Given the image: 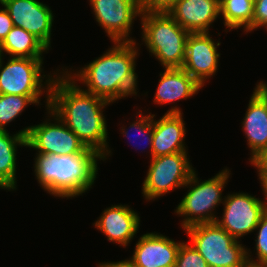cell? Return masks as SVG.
I'll use <instances>...</instances> for the list:
<instances>
[{
  "label": "cell",
  "mask_w": 267,
  "mask_h": 267,
  "mask_svg": "<svg viewBox=\"0 0 267 267\" xmlns=\"http://www.w3.org/2000/svg\"><path fill=\"white\" fill-rule=\"evenodd\" d=\"M9 58L6 65H3V58L0 55V94L42 96L43 93H46L45 106L48 109L50 88L55 76L44 74L43 58ZM44 79L46 83L43 81Z\"/></svg>",
  "instance_id": "cell-7"
},
{
  "label": "cell",
  "mask_w": 267,
  "mask_h": 267,
  "mask_svg": "<svg viewBox=\"0 0 267 267\" xmlns=\"http://www.w3.org/2000/svg\"><path fill=\"white\" fill-rule=\"evenodd\" d=\"M179 0H139L142 11L167 12Z\"/></svg>",
  "instance_id": "cell-28"
},
{
  "label": "cell",
  "mask_w": 267,
  "mask_h": 267,
  "mask_svg": "<svg viewBox=\"0 0 267 267\" xmlns=\"http://www.w3.org/2000/svg\"><path fill=\"white\" fill-rule=\"evenodd\" d=\"M14 26L37 37L48 49L51 47L54 15L48 5L38 0H0Z\"/></svg>",
  "instance_id": "cell-12"
},
{
  "label": "cell",
  "mask_w": 267,
  "mask_h": 267,
  "mask_svg": "<svg viewBox=\"0 0 267 267\" xmlns=\"http://www.w3.org/2000/svg\"><path fill=\"white\" fill-rule=\"evenodd\" d=\"M93 225L107 236L108 241L126 248L137 234L140 217L129 205H112Z\"/></svg>",
  "instance_id": "cell-17"
},
{
  "label": "cell",
  "mask_w": 267,
  "mask_h": 267,
  "mask_svg": "<svg viewBox=\"0 0 267 267\" xmlns=\"http://www.w3.org/2000/svg\"><path fill=\"white\" fill-rule=\"evenodd\" d=\"M142 42L163 68H182L190 34L167 12L142 11Z\"/></svg>",
  "instance_id": "cell-4"
},
{
  "label": "cell",
  "mask_w": 267,
  "mask_h": 267,
  "mask_svg": "<svg viewBox=\"0 0 267 267\" xmlns=\"http://www.w3.org/2000/svg\"><path fill=\"white\" fill-rule=\"evenodd\" d=\"M187 154L177 152L151 158L147 176L142 183V194L146 201H154L173 189L184 187L195 171Z\"/></svg>",
  "instance_id": "cell-8"
},
{
  "label": "cell",
  "mask_w": 267,
  "mask_h": 267,
  "mask_svg": "<svg viewBox=\"0 0 267 267\" xmlns=\"http://www.w3.org/2000/svg\"><path fill=\"white\" fill-rule=\"evenodd\" d=\"M137 48L136 41L114 42L107 52L73 73L74 75L68 69L62 70L72 81H82L87 88L84 91L113 103L126 96L137 95Z\"/></svg>",
  "instance_id": "cell-2"
},
{
  "label": "cell",
  "mask_w": 267,
  "mask_h": 267,
  "mask_svg": "<svg viewBox=\"0 0 267 267\" xmlns=\"http://www.w3.org/2000/svg\"><path fill=\"white\" fill-rule=\"evenodd\" d=\"M98 159L102 157L90 148L80 154L62 156L36 153L35 178L50 195L77 197L92 188L98 174Z\"/></svg>",
  "instance_id": "cell-3"
},
{
  "label": "cell",
  "mask_w": 267,
  "mask_h": 267,
  "mask_svg": "<svg viewBox=\"0 0 267 267\" xmlns=\"http://www.w3.org/2000/svg\"><path fill=\"white\" fill-rule=\"evenodd\" d=\"M182 243L156 232L146 233L138 239L129 260L135 267H175Z\"/></svg>",
  "instance_id": "cell-15"
},
{
  "label": "cell",
  "mask_w": 267,
  "mask_h": 267,
  "mask_svg": "<svg viewBox=\"0 0 267 267\" xmlns=\"http://www.w3.org/2000/svg\"><path fill=\"white\" fill-rule=\"evenodd\" d=\"M49 49L33 34L14 26L0 44V55L10 57L43 58ZM5 52V53H4Z\"/></svg>",
  "instance_id": "cell-21"
},
{
  "label": "cell",
  "mask_w": 267,
  "mask_h": 267,
  "mask_svg": "<svg viewBox=\"0 0 267 267\" xmlns=\"http://www.w3.org/2000/svg\"><path fill=\"white\" fill-rule=\"evenodd\" d=\"M251 164L257 168L262 190L267 191V151L261 153Z\"/></svg>",
  "instance_id": "cell-29"
},
{
  "label": "cell",
  "mask_w": 267,
  "mask_h": 267,
  "mask_svg": "<svg viewBox=\"0 0 267 267\" xmlns=\"http://www.w3.org/2000/svg\"><path fill=\"white\" fill-rule=\"evenodd\" d=\"M53 74L49 109L86 148L94 150L104 161L112 154L107 143V123L103 114V109L110 102L84 91L65 72Z\"/></svg>",
  "instance_id": "cell-1"
},
{
  "label": "cell",
  "mask_w": 267,
  "mask_h": 267,
  "mask_svg": "<svg viewBox=\"0 0 267 267\" xmlns=\"http://www.w3.org/2000/svg\"><path fill=\"white\" fill-rule=\"evenodd\" d=\"M182 111L175 106L169 109L159 120H154L152 158L187 152L185 142V123Z\"/></svg>",
  "instance_id": "cell-16"
},
{
  "label": "cell",
  "mask_w": 267,
  "mask_h": 267,
  "mask_svg": "<svg viewBox=\"0 0 267 267\" xmlns=\"http://www.w3.org/2000/svg\"><path fill=\"white\" fill-rule=\"evenodd\" d=\"M175 267H208L201 254L189 243L180 245Z\"/></svg>",
  "instance_id": "cell-25"
},
{
  "label": "cell",
  "mask_w": 267,
  "mask_h": 267,
  "mask_svg": "<svg viewBox=\"0 0 267 267\" xmlns=\"http://www.w3.org/2000/svg\"><path fill=\"white\" fill-rule=\"evenodd\" d=\"M153 102L162 104L175 103L196 95L202 86L182 68H165L160 73Z\"/></svg>",
  "instance_id": "cell-19"
},
{
  "label": "cell",
  "mask_w": 267,
  "mask_h": 267,
  "mask_svg": "<svg viewBox=\"0 0 267 267\" xmlns=\"http://www.w3.org/2000/svg\"><path fill=\"white\" fill-rule=\"evenodd\" d=\"M254 2L255 0H220V15L223 16L227 30L243 27L244 32H252Z\"/></svg>",
  "instance_id": "cell-22"
},
{
  "label": "cell",
  "mask_w": 267,
  "mask_h": 267,
  "mask_svg": "<svg viewBox=\"0 0 267 267\" xmlns=\"http://www.w3.org/2000/svg\"><path fill=\"white\" fill-rule=\"evenodd\" d=\"M167 13L190 33L209 32L220 16V0H179Z\"/></svg>",
  "instance_id": "cell-18"
},
{
  "label": "cell",
  "mask_w": 267,
  "mask_h": 267,
  "mask_svg": "<svg viewBox=\"0 0 267 267\" xmlns=\"http://www.w3.org/2000/svg\"><path fill=\"white\" fill-rule=\"evenodd\" d=\"M227 196V197H226ZM224 196V209L221 220L215 221L234 239L247 235L255 230L261 216L267 209V201H261L248 193H232Z\"/></svg>",
  "instance_id": "cell-10"
},
{
  "label": "cell",
  "mask_w": 267,
  "mask_h": 267,
  "mask_svg": "<svg viewBox=\"0 0 267 267\" xmlns=\"http://www.w3.org/2000/svg\"><path fill=\"white\" fill-rule=\"evenodd\" d=\"M98 267H135V265L129 260H121L118 262L99 263Z\"/></svg>",
  "instance_id": "cell-31"
},
{
  "label": "cell",
  "mask_w": 267,
  "mask_h": 267,
  "mask_svg": "<svg viewBox=\"0 0 267 267\" xmlns=\"http://www.w3.org/2000/svg\"><path fill=\"white\" fill-rule=\"evenodd\" d=\"M139 111L137 120L130 124L131 129L137 130L138 133L144 135L147 139V145L150 147V155L152 158V143H153V114L149 113V115H143V113ZM121 132L125 137H129L128 129L125 130L124 127L121 128ZM139 134V135H140ZM130 138V137H129ZM145 142V143H146ZM144 149V148H143Z\"/></svg>",
  "instance_id": "cell-26"
},
{
  "label": "cell",
  "mask_w": 267,
  "mask_h": 267,
  "mask_svg": "<svg viewBox=\"0 0 267 267\" xmlns=\"http://www.w3.org/2000/svg\"><path fill=\"white\" fill-rule=\"evenodd\" d=\"M263 194H265V197H266V201H267V191H266L265 193H263Z\"/></svg>",
  "instance_id": "cell-33"
},
{
  "label": "cell",
  "mask_w": 267,
  "mask_h": 267,
  "mask_svg": "<svg viewBox=\"0 0 267 267\" xmlns=\"http://www.w3.org/2000/svg\"><path fill=\"white\" fill-rule=\"evenodd\" d=\"M245 267H267L266 265H253V264H247Z\"/></svg>",
  "instance_id": "cell-32"
},
{
  "label": "cell",
  "mask_w": 267,
  "mask_h": 267,
  "mask_svg": "<svg viewBox=\"0 0 267 267\" xmlns=\"http://www.w3.org/2000/svg\"><path fill=\"white\" fill-rule=\"evenodd\" d=\"M260 27L267 29V0H255L254 2L252 31Z\"/></svg>",
  "instance_id": "cell-27"
},
{
  "label": "cell",
  "mask_w": 267,
  "mask_h": 267,
  "mask_svg": "<svg viewBox=\"0 0 267 267\" xmlns=\"http://www.w3.org/2000/svg\"><path fill=\"white\" fill-rule=\"evenodd\" d=\"M184 231L208 267H245L248 264L247 248L216 222L195 224Z\"/></svg>",
  "instance_id": "cell-5"
},
{
  "label": "cell",
  "mask_w": 267,
  "mask_h": 267,
  "mask_svg": "<svg viewBox=\"0 0 267 267\" xmlns=\"http://www.w3.org/2000/svg\"><path fill=\"white\" fill-rule=\"evenodd\" d=\"M13 27L14 24L8 11L5 8L0 9V44Z\"/></svg>",
  "instance_id": "cell-30"
},
{
  "label": "cell",
  "mask_w": 267,
  "mask_h": 267,
  "mask_svg": "<svg viewBox=\"0 0 267 267\" xmlns=\"http://www.w3.org/2000/svg\"><path fill=\"white\" fill-rule=\"evenodd\" d=\"M194 171L184 185L190 189L176 207L175 213L184 217L181 227L186 229L195 224L215 222L218 217L214 215L216 207L224 202L222 191L228 182L229 169L217 173L214 177L200 182Z\"/></svg>",
  "instance_id": "cell-6"
},
{
  "label": "cell",
  "mask_w": 267,
  "mask_h": 267,
  "mask_svg": "<svg viewBox=\"0 0 267 267\" xmlns=\"http://www.w3.org/2000/svg\"><path fill=\"white\" fill-rule=\"evenodd\" d=\"M257 236L255 239V250L257 259L254 260L247 249V259L249 264L267 266V209L261 216L260 222L256 226ZM251 257V258H250Z\"/></svg>",
  "instance_id": "cell-24"
},
{
  "label": "cell",
  "mask_w": 267,
  "mask_h": 267,
  "mask_svg": "<svg viewBox=\"0 0 267 267\" xmlns=\"http://www.w3.org/2000/svg\"><path fill=\"white\" fill-rule=\"evenodd\" d=\"M220 44L210 37L209 32L190 33L187 38L182 69L202 87L218 70L220 53L217 48Z\"/></svg>",
  "instance_id": "cell-13"
},
{
  "label": "cell",
  "mask_w": 267,
  "mask_h": 267,
  "mask_svg": "<svg viewBox=\"0 0 267 267\" xmlns=\"http://www.w3.org/2000/svg\"><path fill=\"white\" fill-rule=\"evenodd\" d=\"M40 98L41 96L0 94V131L7 130L5 126L21 115L28 105H39Z\"/></svg>",
  "instance_id": "cell-23"
},
{
  "label": "cell",
  "mask_w": 267,
  "mask_h": 267,
  "mask_svg": "<svg viewBox=\"0 0 267 267\" xmlns=\"http://www.w3.org/2000/svg\"><path fill=\"white\" fill-rule=\"evenodd\" d=\"M30 126L11 136L8 130L0 131V189L16 190L17 146H27Z\"/></svg>",
  "instance_id": "cell-20"
},
{
  "label": "cell",
  "mask_w": 267,
  "mask_h": 267,
  "mask_svg": "<svg viewBox=\"0 0 267 267\" xmlns=\"http://www.w3.org/2000/svg\"><path fill=\"white\" fill-rule=\"evenodd\" d=\"M47 110L48 116L56 120L55 123L46 118L43 123L30 126L26 136V147L36 149L37 153L49 155L83 153L87 149L85 145L49 108Z\"/></svg>",
  "instance_id": "cell-9"
},
{
  "label": "cell",
  "mask_w": 267,
  "mask_h": 267,
  "mask_svg": "<svg viewBox=\"0 0 267 267\" xmlns=\"http://www.w3.org/2000/svg\"><path fill=\"white\" fill-rule=\"evenodd\" d=\"M242 128L250 148V159L254 161L267 151V82L260 81L250 97Z\"/></svg>",
  "instance_id": "cell-14"
},
{
  "label": "cell",
  "mask_w": 267,
  "mask_h": 267,
  "mask_svg": "<svg viewBox=\"0 0 267 267\" xmlns=\"http://www.w3.org/2000/svg\"><path fill=\"white\" fill-rule=\"evenodd\" d=\"M98 24L114 42H135L129 35L142 10L139 0H89ZM130 37V38H129Z\"/></svg>",
  "instance_id": "cell-11"
}]
</instances>
